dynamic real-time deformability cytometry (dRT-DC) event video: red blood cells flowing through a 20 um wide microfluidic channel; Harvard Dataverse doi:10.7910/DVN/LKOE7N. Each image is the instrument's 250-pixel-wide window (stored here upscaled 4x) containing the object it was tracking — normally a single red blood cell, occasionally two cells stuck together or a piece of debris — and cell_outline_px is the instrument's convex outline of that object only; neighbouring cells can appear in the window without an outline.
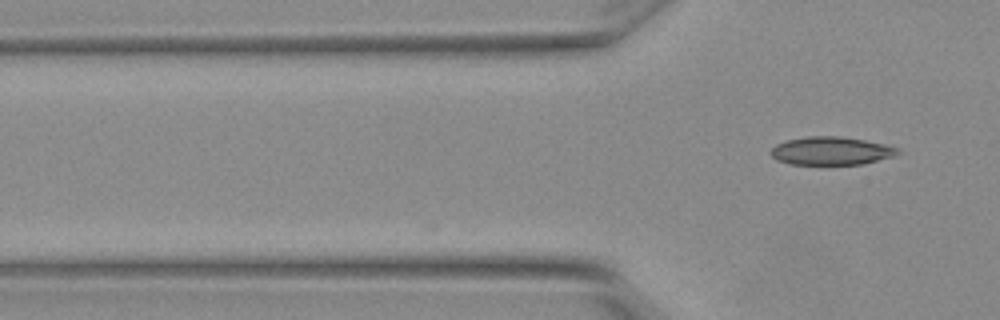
{"species": "Egyptian fruit bat (a non-hibernating species)", "species_latin": "Rousettus aegyptiacus", "temperature_condition": "warm", "stored_images_in_passage": 3, "camera_frame_rate_fps": 3000, "um_per_image_px": 0.085, "animal": {"sex": "female"}, "frame": {"image": 1, "passage_image": 3, "time_ms": 0.667, "image_size_px": [1000, 320], "cell_outline_px": [[900, 152], [892, 156], [864, 164], [788, 164], [776, 160], [768, 152], [776, 144], [788, 140], [808, 136], [840, 136], [864, 140], [884, 144], [896, 148]], "centroid_in_image_um": [70.59, 12.82], "position_along_channel_um": 55.2, "area_um2": 20.69}}